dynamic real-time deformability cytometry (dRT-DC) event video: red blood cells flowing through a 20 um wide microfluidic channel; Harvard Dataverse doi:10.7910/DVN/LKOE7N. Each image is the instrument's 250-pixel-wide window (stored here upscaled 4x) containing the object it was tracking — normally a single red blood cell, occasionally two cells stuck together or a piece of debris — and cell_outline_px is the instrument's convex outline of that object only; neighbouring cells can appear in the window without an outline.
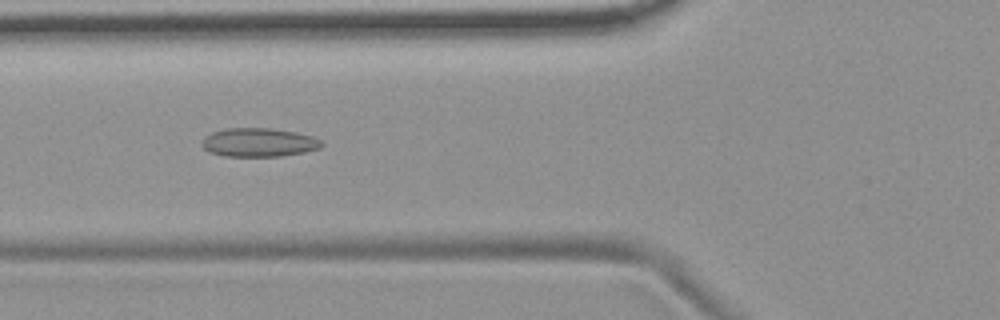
{"species": "common noctule bat (a hibernating species)", "species_latin": "Nyctalus noctula", "temperature_condition": "room temperature", "stored_images_in_passage": 53, "camera_frame_rate_fps": 3000, "um_per_image_px": 0.085, "animal": {"sex": "female", "body_mass_g": 19.9}, "frame": {"image": 1, "passage_image": 19, "time_ms": 6.0, "image_size_px": [1000, 320], "cell_outline_px": [[324, 144], [320, 148], [304, 152], [280, 156], [224, 156], [208, 152], [200, 144], [204, 136], [212, 132], [224, 128], [272, 128], [296, 132], [312, 136], [324, 140]], "centroid_in_image_um": [21.99, 12.1], "position_along_channel_um": 103.8, "area_um2": 20.29}}
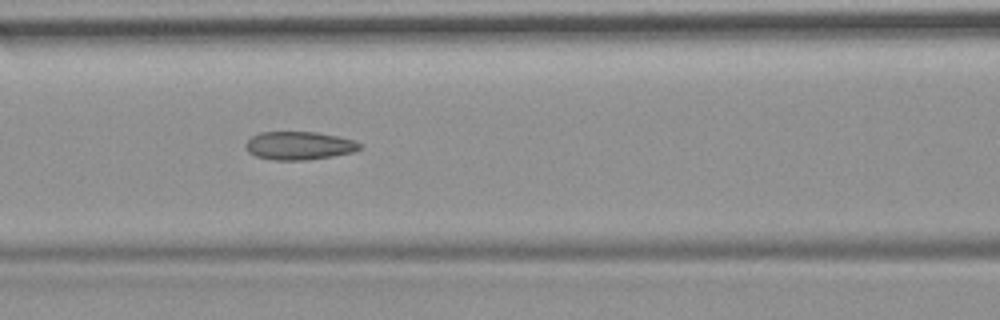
{"frame": {"image": 2, "passage_image": 22, "time_ms": 7.0, "image_size_px": [1000, 320], "cell_outline_px": [[364, 144], [360, 148], [352, 152], [332, 156], [308, 160], [272, 160], [256, 156], [248, 152], [244, 148], [244, 144], [252, 136], [260, 132], [316, 132], [336, 136], [352, 140]], "centroid_in_image_um": [25.38, 12.38], "position_along_channel_um": 141.2, "area_um2": 18.79}}
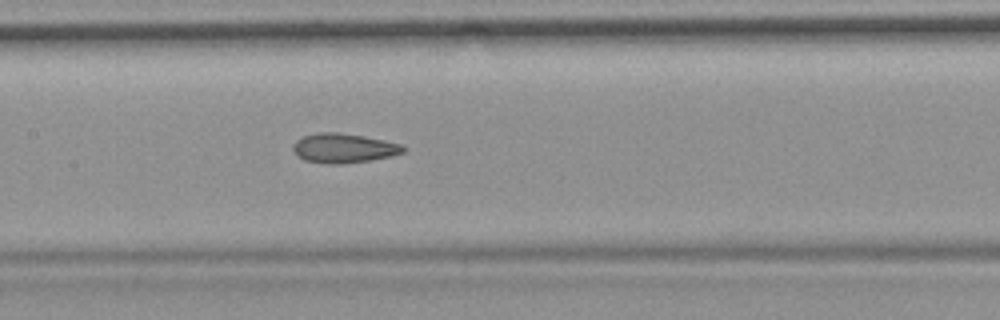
{"frame": {"image": 3, "passage_image": 25, "time_ms": 8.0, "image_size_px": [1000, 320], "cell_outline_px": [[408, 148], [404, 152], [392, 156], [368, 160], [340, 164], [328, 164], [304, 160], [296, 156], [292, 148], [296, 140], [304, 136], [320, 132], [340, 132], [364, 136], [384, 140], [400, 144]], "centroid_in_image_um": [29.21, 12.59], "position_along_channel_um": 178.2, "area_um2": 18.96}, "authors_computed_cell_mechanics": {"area_um2": 19.2474, "velocity_mm_per_s": 3.7098, "shape_relaxation_time_tau1_ms": null, "shape_relaxation_time_tau2_ms": 2.8598, "deformation_change_tau1": null, "deformation_change_tau2": 0.0965}}